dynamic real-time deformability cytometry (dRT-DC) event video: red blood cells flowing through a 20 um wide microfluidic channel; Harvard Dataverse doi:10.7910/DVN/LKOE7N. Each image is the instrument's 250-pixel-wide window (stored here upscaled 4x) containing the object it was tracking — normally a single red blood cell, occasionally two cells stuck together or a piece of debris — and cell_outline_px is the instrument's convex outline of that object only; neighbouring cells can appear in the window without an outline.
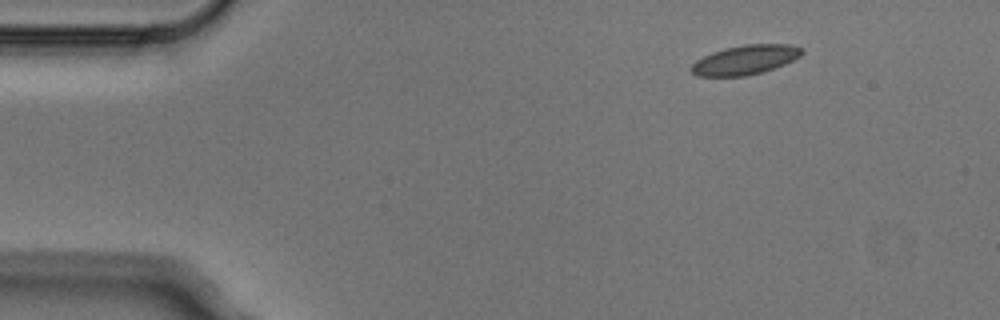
{"species": "Egyptian fruit bat (a non-hibernating species)", "species_latin": "Rousettus aegyptiacus", "temperature_condition": "cold", "stored_images_in_passage": 3, "camera_frame_rate_fps": 3000, "um_per_image_px": 0.085, "animal": {"sex": "male"}, "frame": {"image": 1, "passage_image": 1, "time_ms": 0.0, "image_size_px": [1000, 320], "cell_outline_px": [[804, 52], [800, 56], [784, 64], [760, 72], [744, 76], [696, 76], [688, 68], [696, 60], [712, 52], [724, 48], [744, 44], [792, 44], [804, 48]], "centroid_in_image_um": [63.33, 5.07], "position_along_channel_um": 21.7, "area_um2": 18.96}}